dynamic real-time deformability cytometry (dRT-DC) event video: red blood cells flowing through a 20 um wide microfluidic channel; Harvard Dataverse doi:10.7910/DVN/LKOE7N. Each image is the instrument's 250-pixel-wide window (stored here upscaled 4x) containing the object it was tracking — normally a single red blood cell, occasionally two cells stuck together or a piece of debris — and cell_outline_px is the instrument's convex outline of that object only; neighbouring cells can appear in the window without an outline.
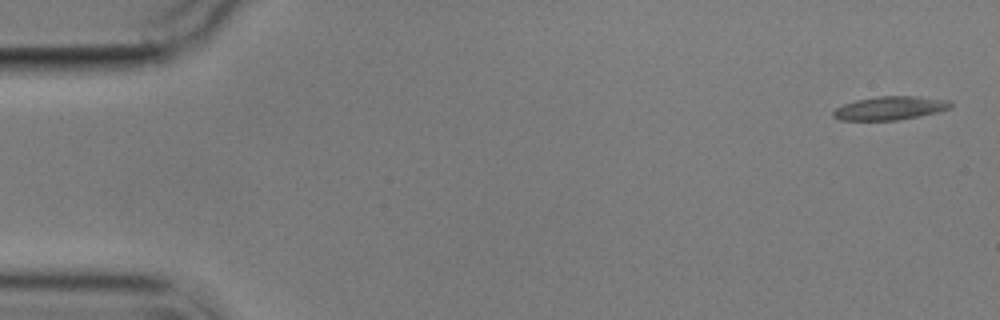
{"species": "common noctule bat (a hibernating species)", "species_latin": "Nyctalus noctula", "temperature_condition": "cold", "stored_images_in_passage": 5, "camera_frame_rate_fps": 3000, "um_per_image_px": 0.085, "animal": {"sex": "male", "body_mass_g": 17.9}, "frame": {"image": 1, "passage_image": 1, "time_ms": 0.0, "image_size_px": [1000, 320], "cell_outline_px": [[952, 108], [940, 112], [920, 116], [896, 120], [840, 120], [832, 116], [832, 112], [836, 108], [844, 104], [856, 100], [880, 96], [916, 96], [948, 100], [952, 104]], "centroid_in_image_um": [75.68, 9.19], "position_along_channel_um": 9.3, "area_um2": 16.13}}
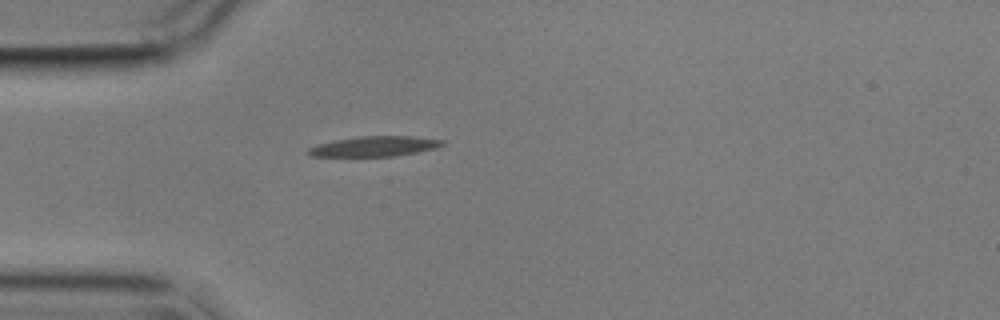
{"frame": {"image": 2, "passage_image": 5, "time_ms": 4.667, "image_size_px": [1000, 320], "cell_outline_px": [[444, 144], [436, 148], [396, 156], [312, 156], [304, 152], [308, 148], [316, 144], [332, 140], [360, 136], [416, 136], [444, 140]], "centroid_in_image_um": [31.79, 12.43], "position_along_channel_um": 53.2, "area_um2": 15.9}}